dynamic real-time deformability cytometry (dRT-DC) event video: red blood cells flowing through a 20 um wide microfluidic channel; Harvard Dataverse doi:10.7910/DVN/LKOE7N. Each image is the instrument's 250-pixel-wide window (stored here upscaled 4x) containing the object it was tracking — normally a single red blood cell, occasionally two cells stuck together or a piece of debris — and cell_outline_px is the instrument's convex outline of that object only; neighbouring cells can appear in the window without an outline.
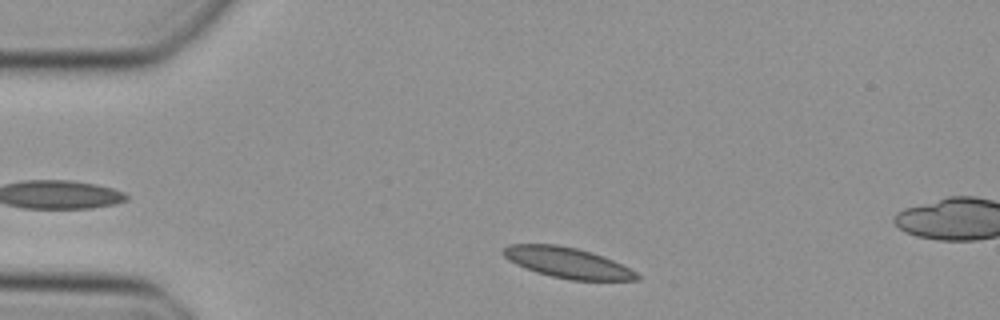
{"species": "Egyptian fruit bat (a non-hibernating species)", "species_latin": "Rousettus aegyptiacus", "temperature_condition": "cold", "stored_images_in_passage": 8, "camera_frame_rate_fps": 3000, "um_per_image_px": 0.085, "animal": {"sex": "female"}, "frame": {"image": 1, "passage_image": 3, "time_ms": 0.667, "image_size_px": [1000, 320], "cell_outline_px": [[640, 280], [568, 280], [536, 272], [516, 264], [508, 260], [500, 252], [508, 244], [556, 244], [576, 248], [592, 252], [612, 260], [636, 272], [640, 276]], "centroid_in_image_um": [48.2, 22.32], "position_along_channel_um": 36.8, "area_um2": 23.7}}